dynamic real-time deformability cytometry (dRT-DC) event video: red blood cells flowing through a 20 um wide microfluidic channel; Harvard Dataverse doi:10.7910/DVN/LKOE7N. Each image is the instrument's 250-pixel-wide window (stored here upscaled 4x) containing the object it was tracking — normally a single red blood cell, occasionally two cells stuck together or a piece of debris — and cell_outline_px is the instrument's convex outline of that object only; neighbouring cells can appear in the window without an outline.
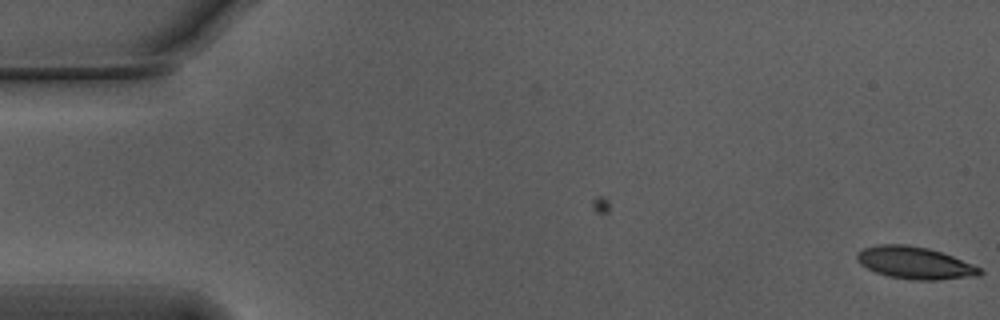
{"species": "Egyptian fruit bat (a non-hibernating species)", "species_latin": "Rousettus aegyptiacus", "temperature_condition": "warm", "stored_images_in_passage": 6, "camera_frame_rate_fps": 3000, "um_per_image_px": 0.085, "animal": {"sex": "male"}, "frame": {"image": 1, "passage_image": 6, "time_ms": 1.667, "image_size_px": [1000, 320], "cell_outline_px": [[984, 272], [980, 276], [936, 280], [912, 280], [888, 276], [876, 272], [860, 264], [856, 260], [856, 256], [864, 248], [876, 244], [904, 244], [928, 248], [952, 256], [972, 264], [980, 268]], "centroid_in_image_um": [77.77, 22.35], "position_along_channel_um": 7.2, "area_um2": 23.0}}